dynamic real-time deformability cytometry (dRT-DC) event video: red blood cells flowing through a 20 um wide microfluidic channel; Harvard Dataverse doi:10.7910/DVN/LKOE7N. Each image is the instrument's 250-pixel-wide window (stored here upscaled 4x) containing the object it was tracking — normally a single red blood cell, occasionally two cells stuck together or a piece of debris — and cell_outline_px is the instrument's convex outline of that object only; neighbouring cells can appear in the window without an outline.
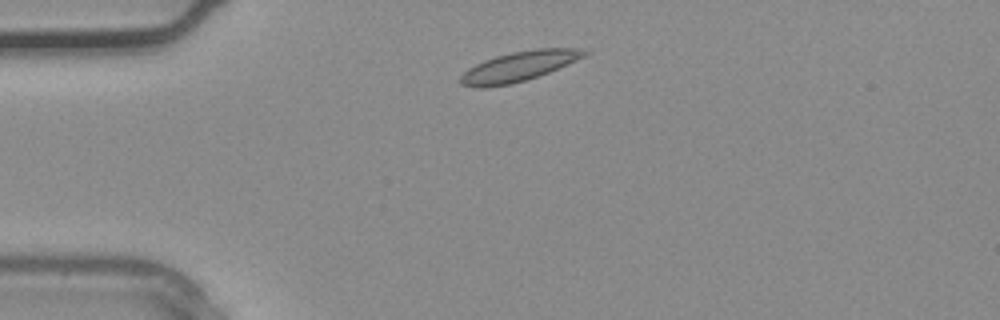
{"species": "common noctule bat (a hibernating species)", "species_latin": "Nyctalus noctula", "temperature_condition": "warm", "stored_images_in_passage": 29, "camera_frame_rate_fps": 3000, "um_per_image_px": 0.085, "animal": {"sex": "male", "body_mass_g": 20.4}, "frame": {"image": 1, "passage_image": 1, "time_ms": 0.0, "image_size_px": [1000, 320], "cell_outline_px": [[588, 52], [584, 56], [568, 64], [548, 72], [524, 80], [508, 84], [480, 88], [476, 88], [460, 84], [460, 76], [468, 68], [484, 60], [496, 56], [512, 52], [536, 48], [584, 48]], "centroid_in_image_um": [44.08, 5.63], "position_along_channel_um": 40.9, "area_um2": 21.27}}
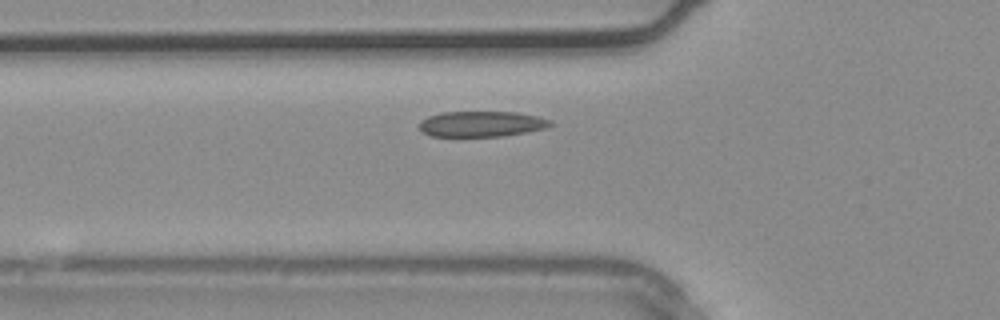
{"frame": {"image": 2, "passage_image": 5, "time_ms": 1.333, "image_size_px": [1000, 320], "cell_outline_px": [[556, 124], [544, 128], [504, 136], [428, 136], [420, 132], [420, 120], [428, 116], [440, 112], [516, 112], [536, 116], [552, 120]], "centroid_in_image_um": [40.9, 10.53], "position_along_channel_um": 84.9, "area_um2": 19.65}}